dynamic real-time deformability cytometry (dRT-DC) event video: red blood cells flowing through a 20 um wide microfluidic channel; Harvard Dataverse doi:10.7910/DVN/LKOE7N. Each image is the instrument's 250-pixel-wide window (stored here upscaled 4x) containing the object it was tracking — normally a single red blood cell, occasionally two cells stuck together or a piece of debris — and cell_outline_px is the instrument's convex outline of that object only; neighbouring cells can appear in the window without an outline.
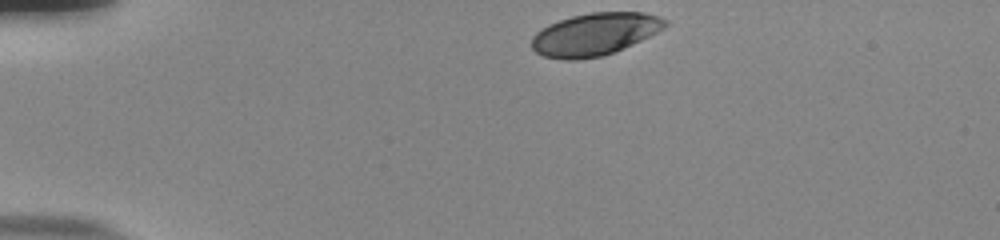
{"species": "human", "species_latin": "Homo sapiens", "temperature_condition": "room temperature", "stored_images_in_passage": 36, "camera_frame_rate_fps": 3000, "um_per_image_px": 0.085, "donor": {"sex": "male"}, "frame": {"image": 1, "passage_image": 1, "time_ms": 0.0, "image_size_px": [1000, 240], "cell_outline_px": [[668, 24], [664, 28], [632, 44], [604, 56], [576, 60], [564, 60], [544, 56], [536, 52], [532, 48], [532, 36], [536, 32], [548, 24], [572, 16], [592, 12], [644, 12], [660, 16], [668, 20]], "centroid_in_image_um": [50.55, 2.91], "position_along_channel_um": 34.4, "area_um2": 33.0}}
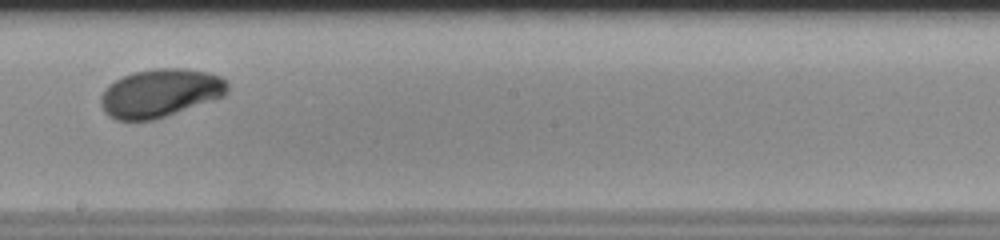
{"frame": {"image": 2, "passage_image": 22, "time_ms": 7.0, "image_size_px": [1000, 240], "cell_outline_px": [[228, 92], [224, 96], [156, 120], [116, 120], [108, 116], [104, 112], [100, 104], [100, 96], [104, 88], [108, 84], [132, 72], [156, 68], [184, 68], [208, 72], [220, 76], [228, 84]], "centroid_in_image_um": [13.59, 7.91], "position_along_channel_um": 234.6, "area_um2": 35.95}}
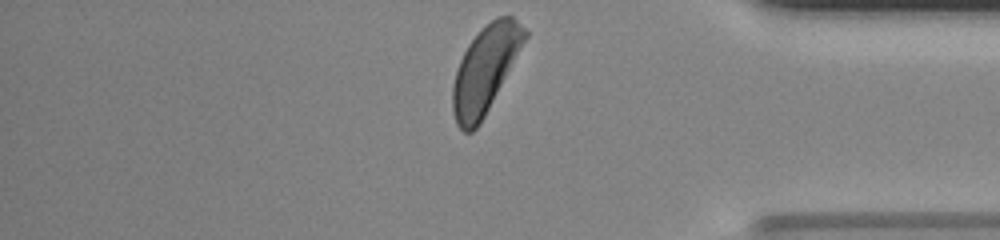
{"frame": {"image": 3, "passage_image": 36, "time_ms": 11.667, "image_size_px": [1000, 240], "cell_outline_px": [[528, 36], [480, 124], [472, 132], [464, 132], [456, 124], [452, 112], [452, 84], [460, 60], [468, 44], [496, 16], [512, 16], [528, 32]], "centroid_in_image_um": [41.23, 5.94], "position_along_channel_um": 394.0, "area_um2": 35.72}, "authors_computed_cell_mechanics": {"area_um2": 35.6048, "velocity_mm_per_s": 3.7714, "shape_relaxation_time_tau1_ms": 4.0087, "shape_relaxation_time_tau2_ms": null, "deformation_change_tau1": 0.1626, "deformation_change_tau2": null}}